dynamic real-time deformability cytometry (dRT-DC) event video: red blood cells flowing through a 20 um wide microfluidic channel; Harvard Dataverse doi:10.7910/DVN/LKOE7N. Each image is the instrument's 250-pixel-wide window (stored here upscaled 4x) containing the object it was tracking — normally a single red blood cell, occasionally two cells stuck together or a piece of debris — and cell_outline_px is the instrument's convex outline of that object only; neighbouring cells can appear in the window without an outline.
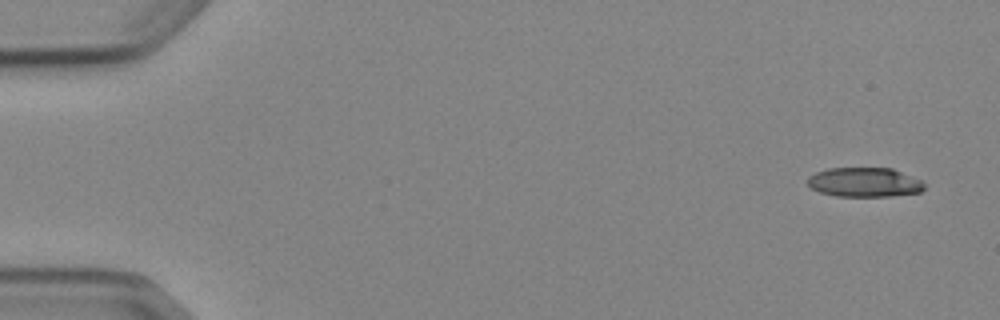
{"species": "Egyptian fruit bat (a non-hibernating species)", "species_latin": "Rousettus aegyptiacus", "temperature_condition": "cold", "stored_images_in_passage": 5, "camera_frame_rate_fps": 3000, "um_per_image_px": 0.085, "animal": {"sex": "female"}, "frame": {"image": 1, "passage_image": 1, "time_ms": 0.0, "image_size_px": [1000, 320], "cell_outline_px": [[924, 188], [920, 192], [892, 196], [836, 196], [820, 192], [812, 188], [808, 184], [808, 176], [816, 172], [828, 168], [892, 168], [924, 180]], "centroid_in_image_um": [73.51, 15.48], "position_along_channel_um": 11.5, "area_um2": 20.11}}